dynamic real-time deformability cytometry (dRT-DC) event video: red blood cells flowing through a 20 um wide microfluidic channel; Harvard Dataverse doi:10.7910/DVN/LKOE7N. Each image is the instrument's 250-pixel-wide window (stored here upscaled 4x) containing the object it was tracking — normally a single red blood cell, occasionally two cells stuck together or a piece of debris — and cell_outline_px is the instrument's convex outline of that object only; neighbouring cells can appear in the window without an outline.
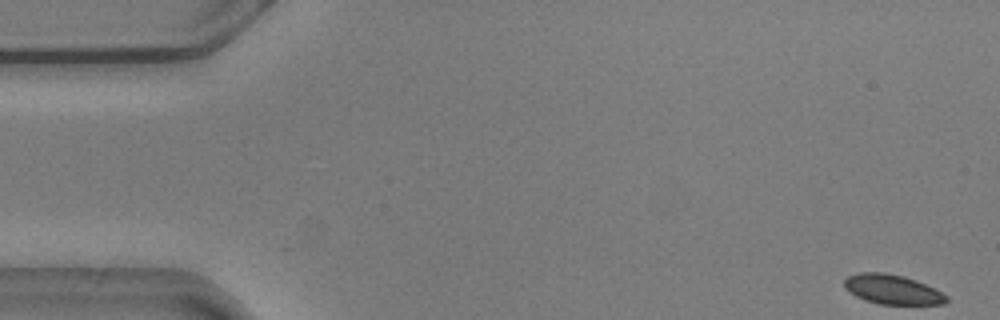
{"species": "common noctule bat (a hibernating species)", "species_latin": "Nyctalus noctula", "temperature_condition": "warm", "stored_images_in_passage": 57, "segment_of_instrument_passage": [1, 2], "camera_frame_rate_fps": 3000, "um_per_image_px": 0.085, "animal": {"sex": "male", "body_mass_g": 20.5, "forearm_length_mm": 52.5}, "frame": {"image": 1, "passage_image": 1, "time_ms": 0.0, "image_size_px": [1000, 320], "cell_outline_px": [[948, 300], [944, 304], [880, 304], [864, 300], [848, 292], [844, 288], [844, 280], [848, 276], [860, 272], [884, 272], [904, 276], [916, 280], [948, 296]], "centroid_in_image_um": [75.81, 24.6], "position_along_channel_um": 9.2, "area_um2": 17.57}}
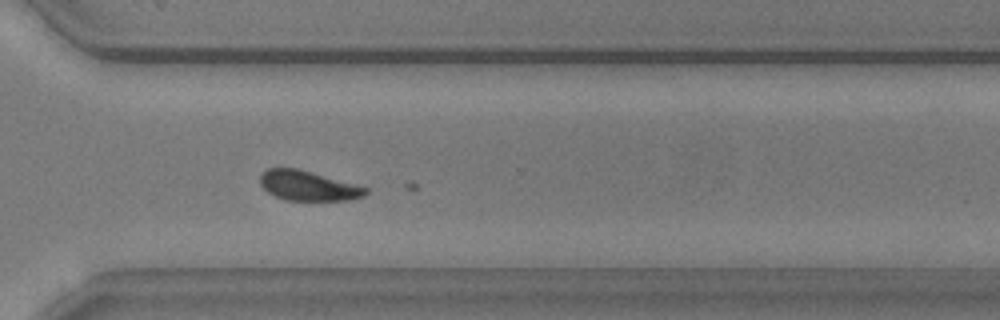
{"frame": {"image": 2, "passage_image": 40, "time_ms": 13.0, "image_size_px": [1000, 320], "cell_outline_px": [[368, 192], [364, 196], [352, 200], [284, 200], [268, 192], [260, 184], [260, 176], [268, 168], [296, 168], [368, 188]], "centroid_in_image_um": [26.18, 15.8], "position_along_channel_um": 344.4, "area_um2": 18.03}}
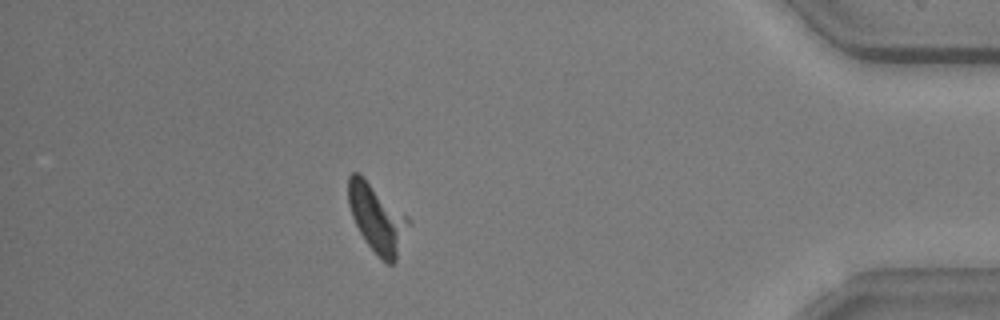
{"frame": {"image": 3, "passage_image": 49, "time_ms": 16.0, "image_size_px": [1000, 320], "cell_outline_px": [[412, 224], [396, 260], [392, 264], [388, 264], [380, 260], [364, 240], [352, 216], [348, 204], [348, 176], [352, 172], [360, 172], [408, 216], [412, 220]], "centroid_in_image_um": [32.08, 18.55], "position_along_channel_um": 403.1, "area_um2": 24.51}}